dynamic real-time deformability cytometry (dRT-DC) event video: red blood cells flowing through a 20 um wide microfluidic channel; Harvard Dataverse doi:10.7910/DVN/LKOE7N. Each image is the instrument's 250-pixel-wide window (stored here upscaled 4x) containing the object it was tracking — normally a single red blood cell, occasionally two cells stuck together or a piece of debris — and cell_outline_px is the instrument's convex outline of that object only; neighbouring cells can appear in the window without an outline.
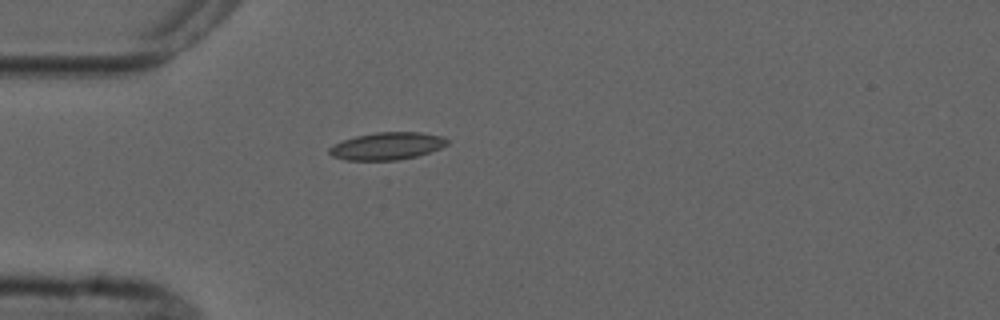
{"species": "common noctule bat (a hibernating species)", "species_latin": "Nyctalus noctula", "temperature_condition": "cold", "stored_images_in_passage": 6, "camera_frame_rate_fps": 3000, "um_per_image_px": 0.085, "animal": {"sex": "male", "forearm_length_mm": 52.5}, "frame": {"image": 1, "passage_image": 6, "time_ms": 6.667, "image_size_px": [1000, 320], "cell_outline_px": [[448, 144], [440, 148], [416, 156], [396, 160], [344, 160], [332, 156], [328, 152], [328, 148], [344, 140], [356, 136], [376, 132], [420, 132], [444, 136], [448, 140]], "centroid_in_image_um": [32.9, 12.41], "position_along_channel_um": 52.1, "area_um2": 18.73}}